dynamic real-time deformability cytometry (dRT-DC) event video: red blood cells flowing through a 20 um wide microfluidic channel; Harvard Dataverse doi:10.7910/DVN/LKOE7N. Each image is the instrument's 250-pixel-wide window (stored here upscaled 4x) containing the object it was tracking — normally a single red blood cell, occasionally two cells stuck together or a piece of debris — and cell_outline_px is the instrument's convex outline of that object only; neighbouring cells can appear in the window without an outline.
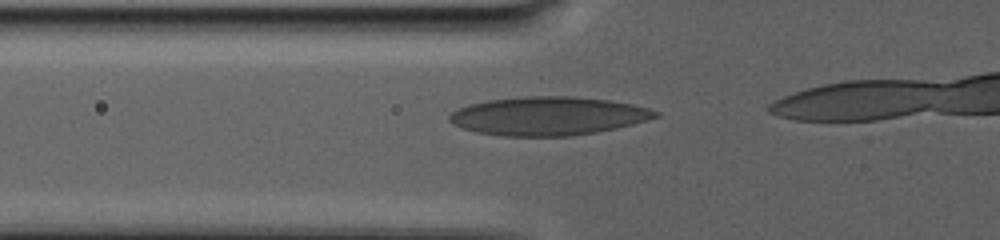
{"species": "human", "species_latin": "Homo sapiens", "temperature_condition": "warm", "stored_images_in_passage": 41, "camera_frame_rate_fps": 3000, "um_per_image_px": 0.085, "donor": {"sex": "male"}, "frame": {"image": 1, "passage_image": 21, "time_ms": 5.333, "image_size_px": [1000, 240], "cell_outline_px": [[660, 116], [648, 120], [616, 128], [596, 132], [572, 136], [504, 136], [476, 132], [452, 124], [448, 120], [448, 116], [452, 112], [468, 104], [488, 100], [524, 96], [572, 96], [608, 100], [632, 104], [648, 108], [660, 112]], "centroid_in_image_um": [46.59, 9.86], "position_along_channel_um": 79.2, "area_um2": 46.3}}
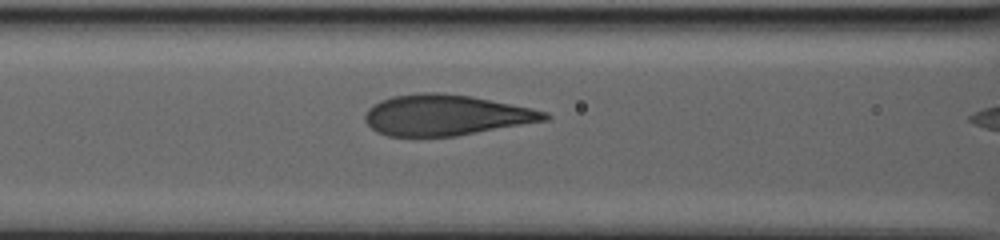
{"frame": {"image": 2, "passage_image": 28, "time_ms": 7.667, "image_size_px": [1000, 240], "cell_outline_px": [[552, 116], [548, 120], [456, 136], [388, 136], [376, 132], [364, 120], [364, 116], [368, 108], [380, 100], [392, 96], [424, 92], [436, 92], [472, 96], [532, 108], [548, 112]], "centroid_in_image_um": [37.9, 9.78], "position_along_channel_um": 128.7, "area_um2": 42.71}}
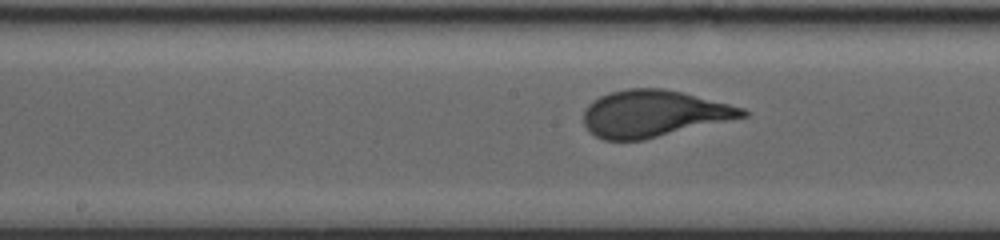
{"frame": {"image": 3, "passage_image": 37, "time_ms": 10.667, "image_size_px": [1000, 240], "cell_outline_px": [[748, 116], [644, 140], [604, 140], [596, 136], [584, 124], [584, 112], [588, 104], [592, 100], [608, 92], [628, 88], [664, 88], [744, 108], [748, 112]], "centroid_in_image_um": [55.53, 9.66], "position_along_channel_um": 192.7, "area_um2": 43.0}}